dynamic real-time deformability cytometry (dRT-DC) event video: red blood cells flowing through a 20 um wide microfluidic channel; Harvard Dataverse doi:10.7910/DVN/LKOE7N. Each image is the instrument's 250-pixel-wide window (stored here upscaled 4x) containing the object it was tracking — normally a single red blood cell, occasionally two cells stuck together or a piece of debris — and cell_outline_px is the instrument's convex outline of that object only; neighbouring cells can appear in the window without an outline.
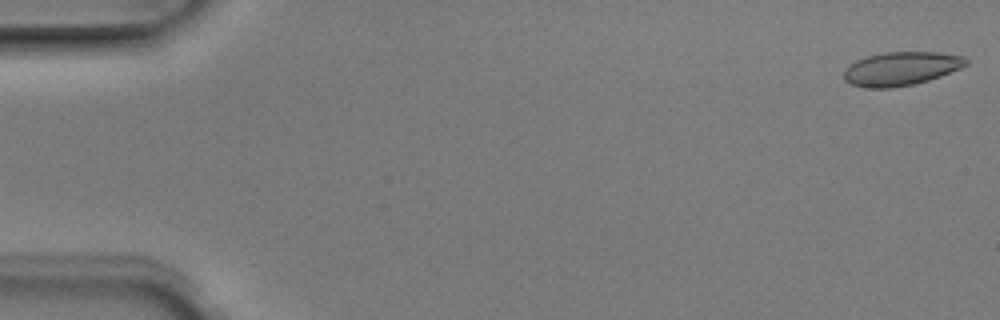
{"species": "Egyptian fruit bat (a non-hibernating species)", "species_latin": "Rousettus aegyptiacus", "temperature_condition": "room temperature", "stored_images_in_passage": 5, "camera_frame_rate_fps": 3000, "um_per_image_px": 0.085, "animal": {"sex": "male"}, "frame": {"image": 1, "passage_image": 1, "time_ms": 0.0, "image_size_px": [1000, 320], "cell_outline_px": [[968, 64], [960, 68], [940, 76], [916, 84], [892, 88], [864, 88], [852, 84], [844, 80], [844, 72], [856, 60], [868, 56], [884, 52], [940, 52], [964, 56], [968, 60]], "centroid_in_image_um": [76.62, 5.84], "position_along_channel_um": 8.4, "area_um2": 23.93}}
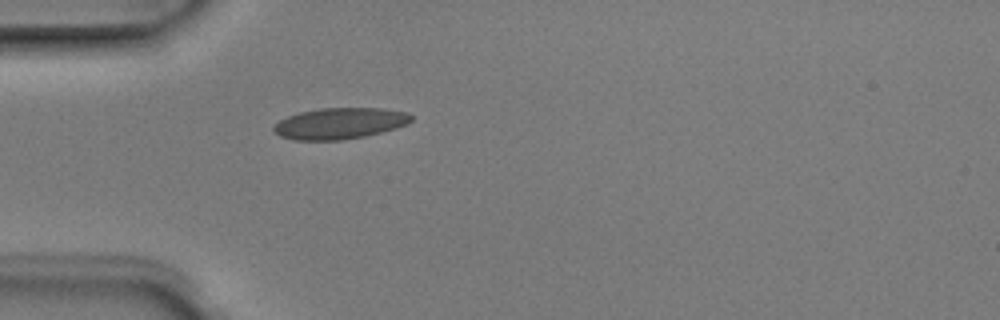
{"frame": {"image": 2, "passage_image": 5, "time_ms": 1.333, "image_size_px": [1000, 320], "cell_outline_px": [[412, 120], [408, 124], [396, 128], [364, 136], [340, 140], [296, 140], [280, 136], [272, 128], [280, 120], [288, 116], [300, 112], [320, 108], [380, 108], [408, 112], [412, 116]], "centroid_in_image_um": [28.9, 10.48], "position_along_channel_um": 56.1, "area_um2": 24.85}}